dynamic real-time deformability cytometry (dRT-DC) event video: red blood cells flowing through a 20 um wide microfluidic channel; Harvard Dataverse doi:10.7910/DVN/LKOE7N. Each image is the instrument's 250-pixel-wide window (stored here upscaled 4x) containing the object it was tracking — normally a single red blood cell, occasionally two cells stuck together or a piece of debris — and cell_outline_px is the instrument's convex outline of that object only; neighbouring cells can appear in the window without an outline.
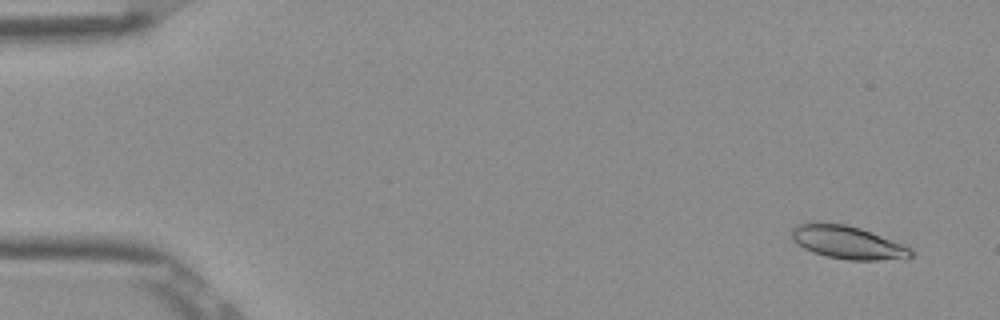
{"species": "Egyptian fruit bat (a non-hibernating species)", "species_latin": "Rousettus aegyptiacus", "temperature_condition": "room temperature", "stored_images_in_passage": 7, "camera_frame_rate_fps": 3000, "um_per_image_px": 0.085, "frame": {"image": 1, "passage_image": 2, "time_ms": 0.333, "image_size_px": [1000, 320], "cell_outline_px": [[912, 256], [904, 260], [848, 260], [824, 256], [812, 252], [804, 248], [792, 240], [792, 228], [796, 224], [812, 220], [816, 220], [844, 224], [860, 228], [912, 248]], "centroid_in_image_um": [72.0, 20.59], "position_along_channel_um": 13.0, "area_um2": 23.47}}
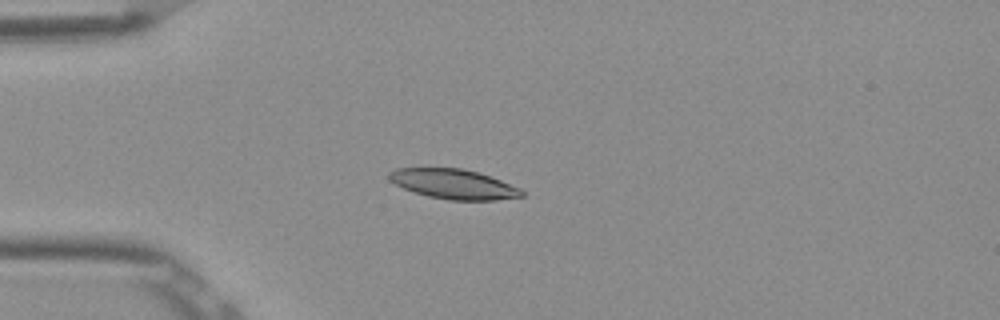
{"frame": {"image": 2, "passage_image": 5, "time_ms": 1.333, "image_size_px": [1000, 320], "cell_outline_px": [[524, 196], [496, 200], [448, 200], [428, 196], [404, 188], [388, 180], [388, 172], [396, 168], [464, 168], [500, 180], [520, 188], [524, 192]], "centroid_in_image_um": [38.54, 15.64], "position_along_channel_um": 46.5, "area_um2": 22.89}}
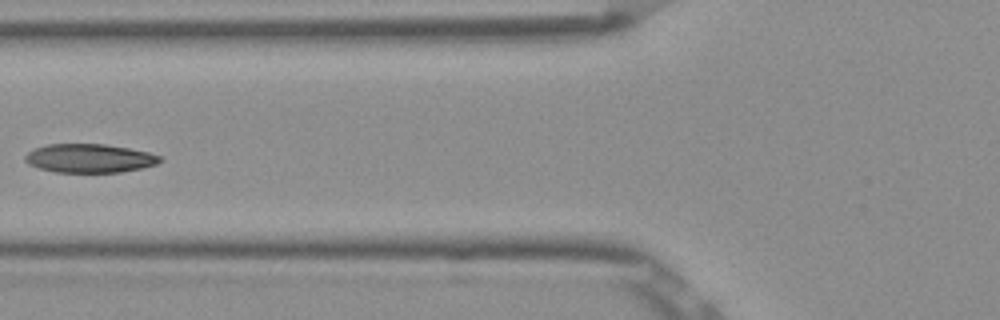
{"frame": {"image": 3, "passage_image": 7, "time_ms": 2.0, "image_size_px": [1000, 320], "cell_outline_px": [[164, 160], [156, 164], [140, 168], [120, 172], [56, 172], [40, 168], [28, 164], [24, 160], [24, 156], [28, 152], [36, 148], [48, 144], [104, 144], [128, 148], [148, 152], [160, 156]], "centroid_in_image_um": [7.6, 13.45], "position_along_channel_um": 118.2, "area_um2": 22.43}}